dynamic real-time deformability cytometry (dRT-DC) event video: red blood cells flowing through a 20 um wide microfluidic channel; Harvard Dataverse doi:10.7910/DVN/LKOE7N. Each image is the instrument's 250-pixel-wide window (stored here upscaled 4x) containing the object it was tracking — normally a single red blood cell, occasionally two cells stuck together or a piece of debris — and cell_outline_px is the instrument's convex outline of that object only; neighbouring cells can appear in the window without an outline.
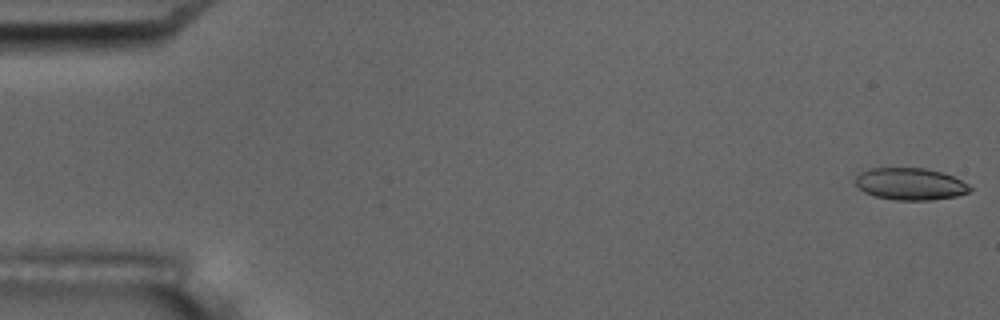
{"species": "common noctule bat (a hibernating species)", "species_latin": "Nyctalus noctula", "temperature_condition": "room temperature", "stored_images_in_passage": 5, "camera_frame_rate_fps": 3000, "um_per_image_px": 0.085, "animal": {"sex": "male", "body_mass_g": 17.5, "forearm_length_mm": 52.3}, "frame": {"image": 1, "passage_image": 1, "time_ms": 0.0, "image_size_px": [1000, 320], "cell_outline_px": [[972, 188], [968, 192], [956, 196], [932, 200], [896, 200], [876, 196], [864, 192], [856, 184], [856, 176], [860, 172], [872, 168], [924, 168], [940, 172], [952, 176], [968, 184]], "centroid_in_image_um": [77.37, 15.64], "position_along_channel_um": 7.6, "area_um2": 21.15}}